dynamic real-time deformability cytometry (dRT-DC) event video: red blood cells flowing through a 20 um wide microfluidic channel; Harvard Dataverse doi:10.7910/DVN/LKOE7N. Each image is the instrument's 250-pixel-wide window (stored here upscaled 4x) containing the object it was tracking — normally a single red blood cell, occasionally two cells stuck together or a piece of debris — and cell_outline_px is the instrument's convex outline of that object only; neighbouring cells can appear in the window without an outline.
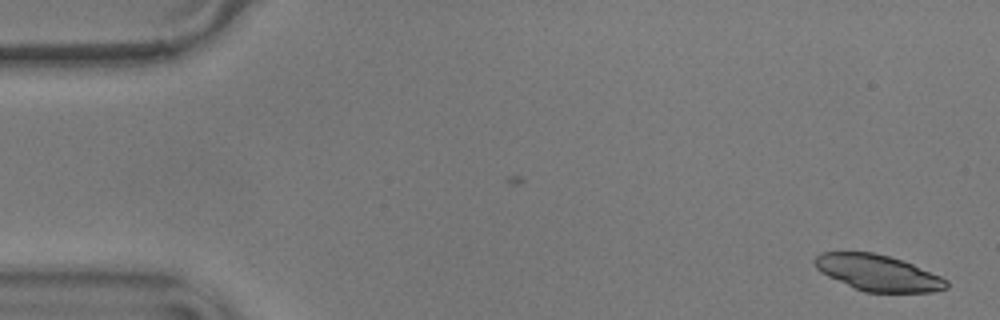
{"species": "common noctule bat (a hibernating species)", "species_latin": "Nyctalus noctula", "temperature_condition": "warm", "stored_images_in_passage": 20, "camera_frame_rate_fps": 3000, "um_per_image_px": 0.085, "animal": {"sex": "male", "body_mass_g": 17.9}, "frame": {"image": 1, "passage_image": 1, "time_ms": 0.0, "image_size_px": [1000, 320], "cell_outline_px": [[948, 288], [932, 292], [864, 292], [828, 276], [820, 272], [816, 268], [812, 260], [820, 252], [872, 252], [888, 256], [912, 264], [940, 276], [948, 280]], "centroid_in_image_um": [74.6, 23.19], "position_along_channel_um": 10.4, "area_um2": 27.51}}
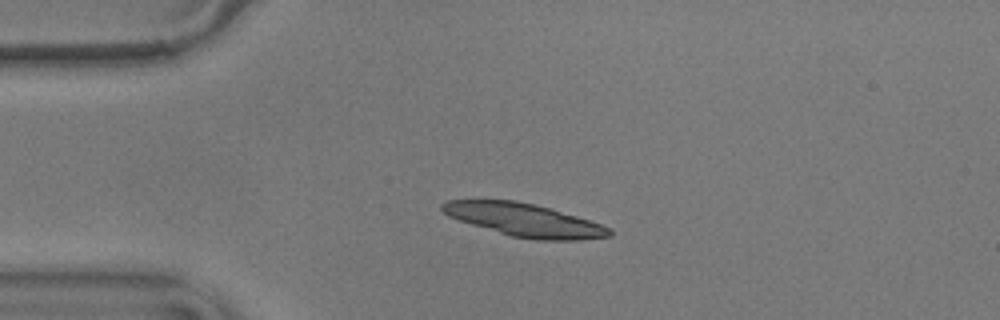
{"frame": {"image": 2, "passage_image": 12, "time_ms": 3.667, "image_size_px": [1000, 320], "cell_outline_px": [[612, 236], [580, 240], [536, 240], [512, 236], [472, 224], [448, 216], [440, 208], [440, 204], [448, 200], [516, 200], [548, 208], [576, 216], [612, 228]], "centroid_in_image_um": [44.58, 18.7], "position_along_channel_um": 40.4, "area_um2": 31.73}}